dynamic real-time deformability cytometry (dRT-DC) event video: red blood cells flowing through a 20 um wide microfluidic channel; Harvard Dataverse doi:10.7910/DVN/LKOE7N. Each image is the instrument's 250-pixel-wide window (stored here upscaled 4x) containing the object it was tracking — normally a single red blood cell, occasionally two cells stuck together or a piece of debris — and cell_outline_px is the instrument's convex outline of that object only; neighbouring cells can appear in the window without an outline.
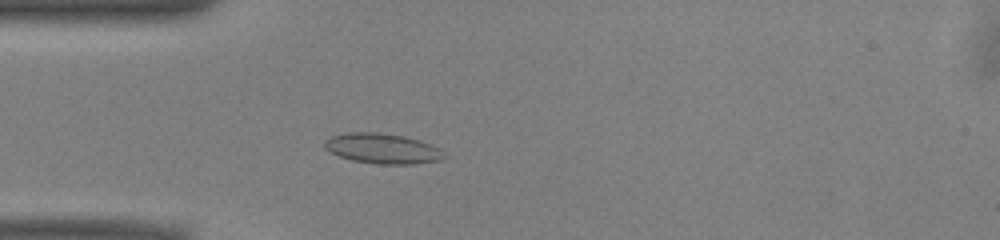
{"species": "common noctule bat (a hibernating species)", "species_latin": "Nyctalus noctula", "temperature_condition": "warm", "stored_images_in_passage": 51, "camera_frame_rate_fps": 3000, "um_per_image_px": 0.085, "animal": {"sex": "male", "body_mass_g": 13.0, "forearm_length_mm": 53.1}, "frame": {"image": 1, "passage_image": 14, "time_ms": 4.333, "image_size_px": [1000, 240], "cell_outline_px": [[448, 156], [440, 160], [416, 164], [376, 164], [352, 160], [340, 156], [324, 148], [324, 140], [332, 136], [348, 132], [380, 132], [404, 136], [420, 140], [432, 144], [440, 148]], "centroid_in_image_um": [32.56, 12.62], "position_along_channel_um": 52.4, "area_um2": 21.27}}
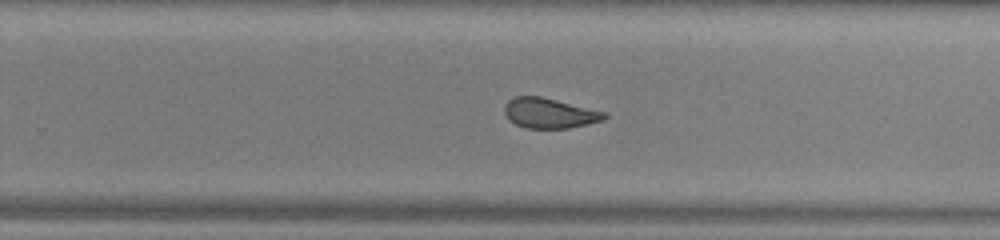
{"frame": {"image": 2, "passage_image": 32, "time_ms": 10.333, "image_size_px": [1000, 240], "cell_outline_px": [[608, 116], [604, 120], [588, 124], [568, 128], [524, 128], [508, 120], [504, 112], [504, 104], [508, 100], [516, 96], [540, 96], [608, 112]], "centroid_in_image_um": [46.71, 9.62], "position_along_channel_um": 283.1, "area_um2": 17.74}}
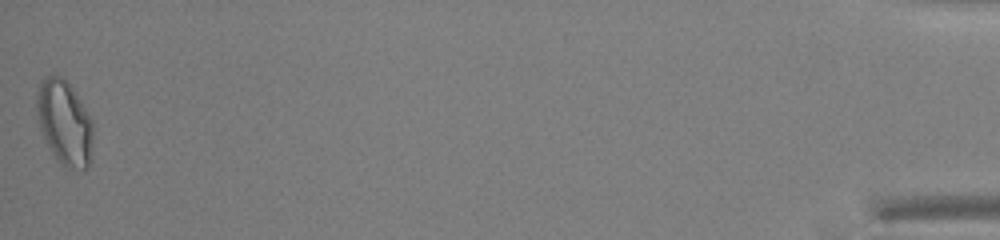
{"frame": {"image": 3, "passage_image": 51, "time_ms": 16.667, "image_size_px": [1000, 240], "cell_outline_px": [[92, 160], [88, 168], [84, 172], [68, 168], [60, 164], [56, 160], [44, 140], [40, 128], [36, 108], [36, 96], [40, 80], [44, 76], [60, 76], [72, 88], [80, 100], [92, 120]], "centroid_in_image_um": [5.48, 10.5], "position_along_channel_um": 429.7, "area_um2": 28.21}, "authors_computed_cell_mechanics": {"area_um2": 19.652, "velocity_mm_per_s": 3.9616, "shape_relaxation_time_tau1_ms": 10.4755, "shape_relaxation_time_tau2_ms": 1.3915, "deformation_change_tau1": 0.1879, "deformation_change_tau2": 0.0766}}